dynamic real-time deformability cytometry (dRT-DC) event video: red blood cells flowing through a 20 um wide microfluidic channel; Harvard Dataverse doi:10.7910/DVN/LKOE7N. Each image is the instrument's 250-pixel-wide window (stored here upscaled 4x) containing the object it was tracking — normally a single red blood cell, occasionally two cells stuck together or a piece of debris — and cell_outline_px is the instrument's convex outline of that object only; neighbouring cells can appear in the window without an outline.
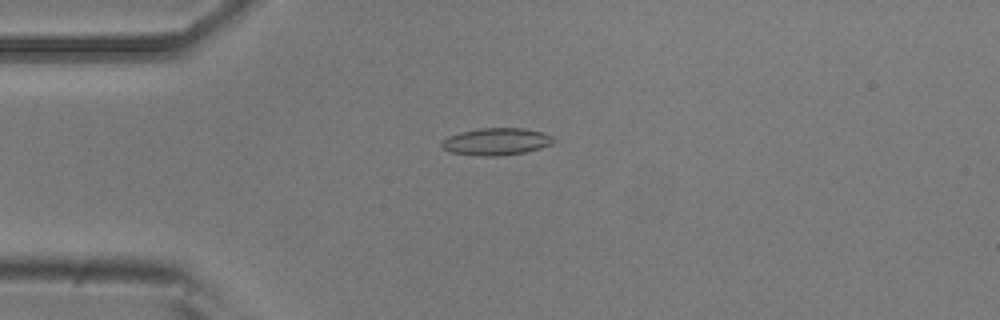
{"species": "common noctule bat (a hibernating species)", "species_latin": "Nyctalus noctula", "temperature_condition": "room temperature", "stored_images_in_passage": 8, "camera_frame_rate_fps": 3000, "um_per_image_px": 0.085, "animal": {"sex": "male", "body_mass_g": 20.5, "forearm_length_mm": 52.5}, "frame": {"image": 1, "passage_image": 4, "time_ms": 1.0, "image_size_px": [1000, 320], "cell_outline_px": [[556, 140], [552, 144], [540, 148], [524, 152], [496, 156], [480, 156], [452, 152], [444, 148], [440, 144], [440, 140], [448, 136], [460, 132], [480, 128], [524, 128], [544, 132], [552, 136]], "centroid_in_image_um": [42.19, 12.02], "position_along_channel_um": 42.8, "area_um2": 17.74}}
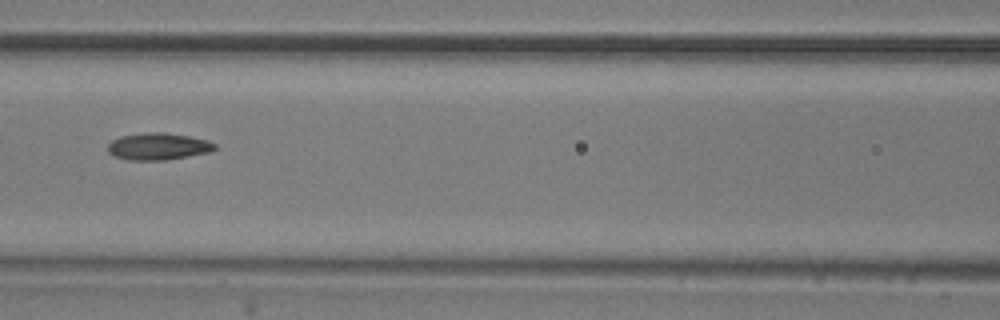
{"frame": {"image": 2, "passage_image": 7, "time_ms": 2.0, "image_size_px": [1000, 320], "cell_outline_px": [[216, 148], [208, 152], [188, 156], [164, 160], [128, 160], [112, 156], [108, 152], [108, 144], [112, 140], [120, 136], [148, 132], [164, 132], [188, 136], [208, 140], [216, 144]], "centroid_in_image_um": [13.41, 12.44], "position_along_channel_um": 153.2, "area_um2": 16.82}}
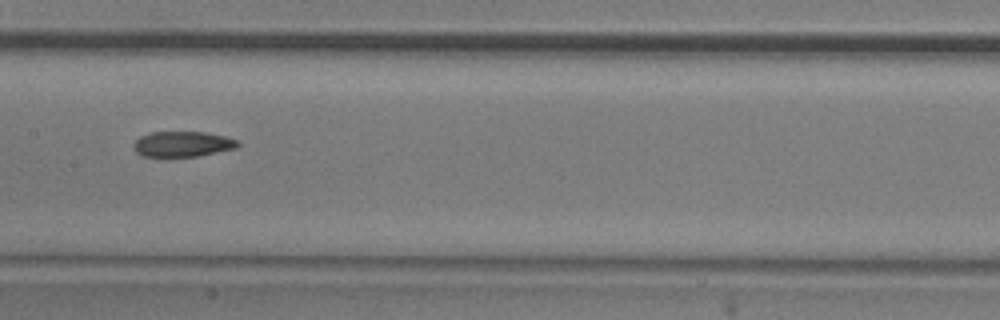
{"frame": {"image": 3, "passage_image": 8, "time_ms": 2.333, "image_size_px": [1000, 320], "cell_outline_px": [[240, 144], [236, 148], [196, 156], [140, 156], [132, 148], [132, 144], [140, 136], [152, 132], [204, 132], [224, 136], [240, 140]], "centroid_in_image_um": [15.5, 12.24], "position_along_channel_um": 191.9, "area_um2": 15.43}}